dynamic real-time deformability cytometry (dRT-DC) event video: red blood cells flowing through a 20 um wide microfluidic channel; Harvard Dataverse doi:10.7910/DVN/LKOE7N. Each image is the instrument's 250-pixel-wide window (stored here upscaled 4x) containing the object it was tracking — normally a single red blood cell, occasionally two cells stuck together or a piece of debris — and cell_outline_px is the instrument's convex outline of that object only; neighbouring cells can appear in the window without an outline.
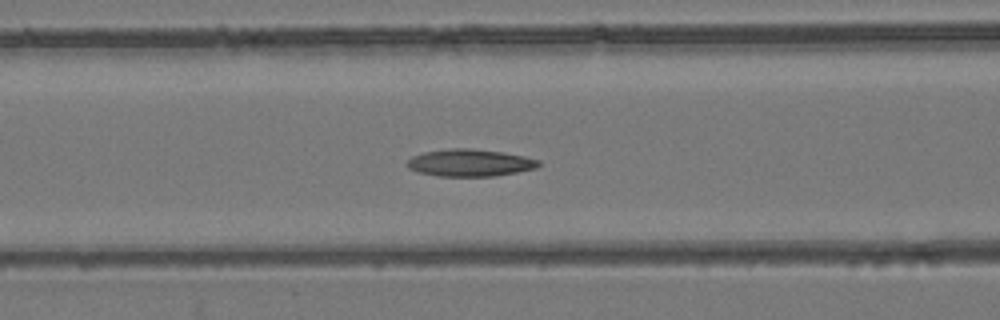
{"species": "common noctule bat (a hibernating species)", "species_latin": "Nyctalus noctula", "temperature_condition": "room temperature", "stored_images_in_passage": 54, "camera_frame_rate_fps": 3000, "um_per_image_px": 0.085, "animal": {"sex": "female", "body_mass_g": 24.6, "forearm_length_mm": 56.2}, "frame": {"image": 1, "passage_image": 22, "time_ms": 7.0, "image_size_px": [1000, 320], "cell_outline_px": [[540, 164], [536, 168], [496, 176], [436, 176], [416, 172], [408, 168], [408, 160], [412, 156], [424, 152], [452, 148], [468, 148], [504, 152], [524, 156], [540, 160]], "centroid_in_image_um": [39.94, 13.84], "position_along_channel_um": 126.7, "area_um2": 20.87}}
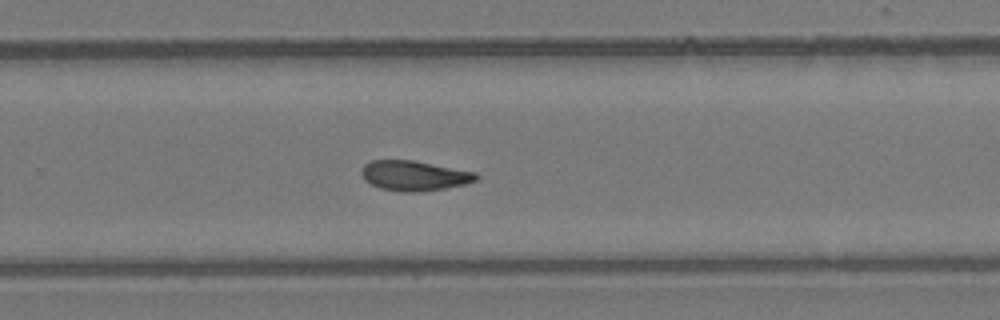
{"frame": {"image": 2, "passage_image": 35, "time_ms": 11.333, "image_size_px": [1000, 320], "cell_outline_px": [[480, 176], [476, 180], [464, 184], [444, 188], [416, 192], [404, 192], [380, 188], [364, 180], [360, 172], [364, 164], [372, 160], [412, 160], [476, 172]], "centroid_in_image_um": [35.19, 14.92], "position_along_channel_um": 294.6, "area_um2": 19.94}}
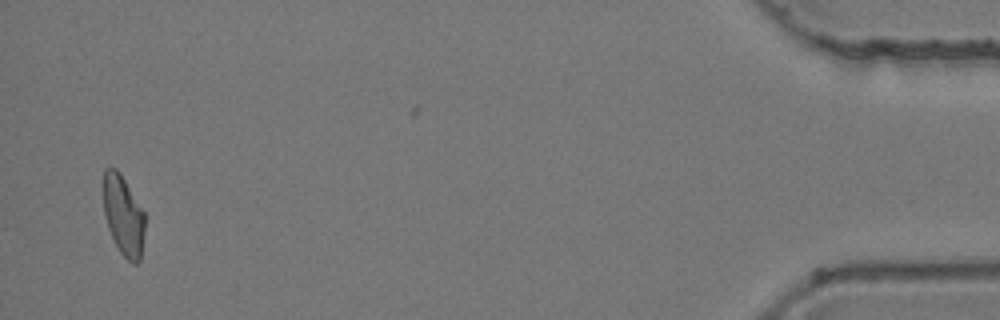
{"frame": {"image": 3, "passage_image": 52, "time_ms": 17.0, "image_size_px": [1000, 320], "cell_outline_px": [[144, 232], [140, 260], [136, 264], [132, 264], [120, 252], [108, 228], [104, 216], [100, 188], [104, 168], [116, 168], [120, 172], [144, 212]], "centroid_in_image_um": [10.42, 18.24], "position_along_channel_um": 424.8, "area_um2": 19.83}, "authors_computed_cell_mechanics": {"area_um2": 20.2878, "velocity_mm_per_s": 3.89, "shape_relaxation_time_tau1_ms": null, "shape_relaxation_time_tau2_ms": 6.7401, "deformation_change_tau1": null, "deformation_change_tau2": 0.1535}}